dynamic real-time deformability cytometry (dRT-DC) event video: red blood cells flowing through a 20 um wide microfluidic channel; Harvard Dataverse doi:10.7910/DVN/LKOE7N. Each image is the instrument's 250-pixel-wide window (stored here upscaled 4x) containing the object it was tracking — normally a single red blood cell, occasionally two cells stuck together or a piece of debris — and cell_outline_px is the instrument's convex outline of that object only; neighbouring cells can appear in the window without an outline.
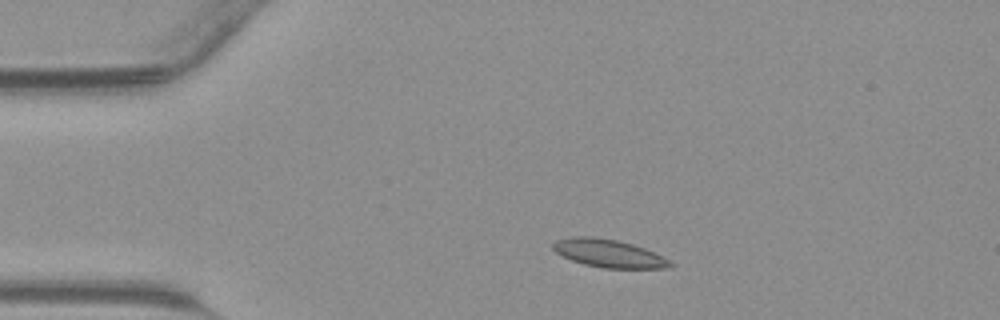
{"species": "common noctule bat (a hibernating species)", "species_latin": "Nyctalus noctula", "temperature_condition": "warm", "stored_images_in_passage": 38, "camera_frame_rate_fps": 3000, "um_per_image_px": 0.085, "animal": {"sex": "male", "body_mass_g": 23.1, "forearm_length_mm": 52.7}, "frame": {"image": 1, "passage_image": 3, "time_ms": 0.667, "image_size_px": [1000, 320], "cell_outline_px": [[676, 264], [672, 268], [604, 268], [584, 264], [572, 260], [556, 252], [552, 248], [552, 244], [556, 240], [568, 236], [592, 236], [616, 240], [632, 244], [644, 248]], "centroid_in_image_um": [51.72, 21.53], "position_along_channel_um": 33.3, "area_um2": 19.02}}
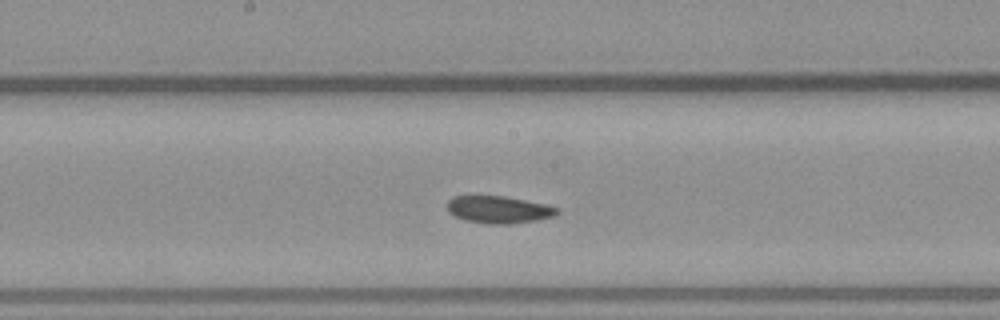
{"frame": {"image": 2, "passage_image": 17, "time_ms": 5.333, "image_size_px": [1000, 320], "cell_outline_px": [[560, 212], [556, 216], [536, 220], [508, 224], [488, 224], [464, 220], [448, 212], [448, 200], [452, 196], [504, 196], [548, 204], [560, 208]], "centroid_in_image_um": [42.44, 17.81], "position_along_channel_um": 205.8, "area_um2": 17.63}}
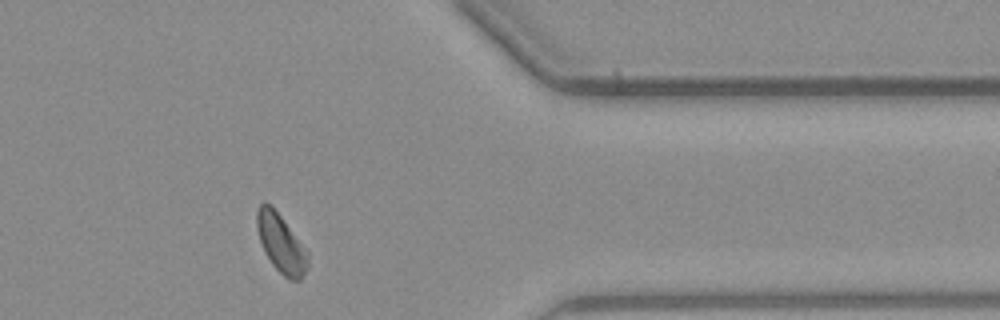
{"frame": {"image": 3, "passage_image": 30, "time_ms": 9.667, "image_size_px": [1000, 320], "cell_outline_px": [[308, 268], [304, 276], [300, 280], [288, 280], [272, 264], [260, 240], [256, 224], [256, 208], [264, 200], [280, 216], [308, 252]], "centroid_in_image_um": [23.89, 20.71], "position_along_channel_um": 387.5, "area_um2": 16.99}}